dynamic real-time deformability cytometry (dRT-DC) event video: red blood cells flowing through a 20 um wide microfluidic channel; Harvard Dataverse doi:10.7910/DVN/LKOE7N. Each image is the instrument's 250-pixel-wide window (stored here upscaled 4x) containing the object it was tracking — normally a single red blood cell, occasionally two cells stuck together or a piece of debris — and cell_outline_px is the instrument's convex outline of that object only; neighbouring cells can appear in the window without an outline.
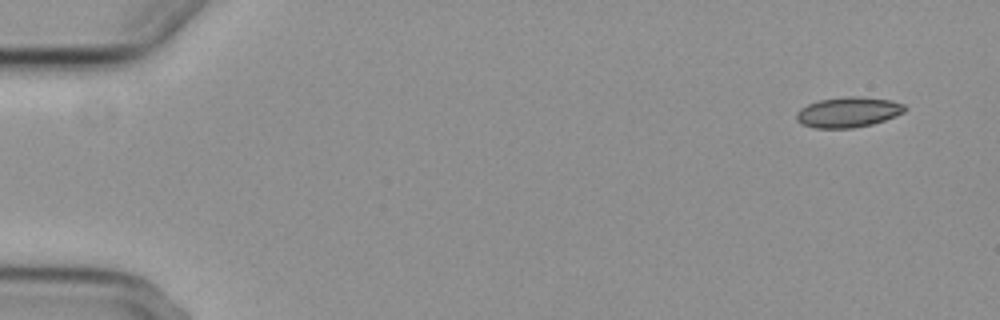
{"species": "common noctule bat (a hibernating species)", "species_latin": "Nyctalus noctula", "temperature_condition": "cold", "stored_images_in_passage": 5, "camera_frame_rate_fps": 3000, "um_per_image_px": 0.085, "animal": {"sex": "female", "body_mass_g": 29.2, "forearm_length_mm": 56.3}, "frame": {"image": 1, "passage_image": 1, "time_ms": 0.0, "image_size_px": [1000, 320], "cell_outline_px": [[908, 108], [904, 112], [896, 116], [872, 124], [852, 128], [816, 128], [800, 124], [796, 120], [796, 112], [800, 108], [808, 104], [820, 100], [848, 96], [860, 96], [892, 100], [904, 104]], "centroid_in_image_um": [72.1, 9.53], "position_along_channel_um": 12.9, "area_um2": 19.31}}